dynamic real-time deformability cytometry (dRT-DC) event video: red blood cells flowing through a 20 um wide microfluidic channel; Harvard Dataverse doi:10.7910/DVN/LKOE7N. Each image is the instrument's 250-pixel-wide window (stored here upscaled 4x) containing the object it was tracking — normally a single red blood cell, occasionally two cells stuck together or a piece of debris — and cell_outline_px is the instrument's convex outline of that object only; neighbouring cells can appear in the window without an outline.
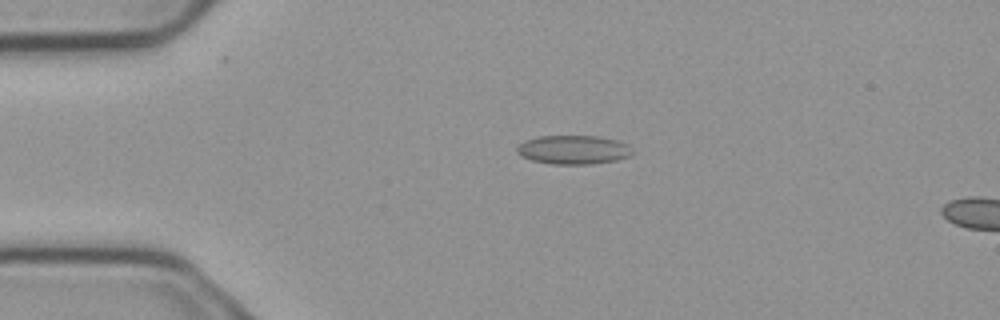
{"species": "common noctule bat (a hibernating species)", "species_latin": "Nyctalus noctula", "temperature_condition": "cold", "stored_images_in_passage": 4, "camera_frame_rate_fps": 3000, "um_per_image_px": 0.085, "animal": {"sex": "male", "body_mass_g": 23.1, "forearm_length_mm": 52.7}, "frame": {"image": 1, "passage_image": 2, "time_ms": 0.333, "image_size_px": [1000, 320], "cell_outline_px": [[636, 152], [632, 156], [616, 160], [592, 164], [552, 164], [532, 160], [520, 156], [516, 152], [516, 144], [524, 140], [536, 136], [596, 136], [616, 140], [628, 144]], "centroid_in_image_um": [48.73, 12.73], "position_along_channel_um": 36.3, "area_um2": 19.83}}
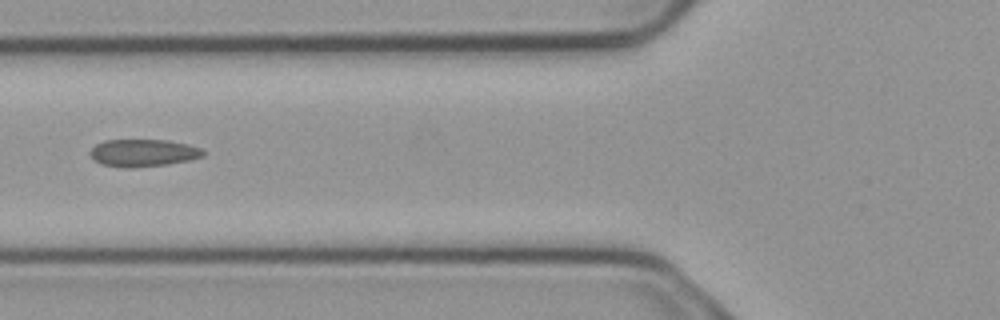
{"frame": {"image": 2, "passage_image": 4, "time_ms": 1.0, "image_size_px": [1000, 320], "cell_outline_px": [[204, 156], [192, 160], [168, 164], [132, 168], [128, 168], [100, 164], [92, 160], [88, 152], [96, 144], [104, 140], [168, 140], [188, 144], [200, 148], [204, 152]], "centroid_in_image_um": [12.15, 13.0], "position_along_channel_um": 113.7, "area_um2": 18.26}}